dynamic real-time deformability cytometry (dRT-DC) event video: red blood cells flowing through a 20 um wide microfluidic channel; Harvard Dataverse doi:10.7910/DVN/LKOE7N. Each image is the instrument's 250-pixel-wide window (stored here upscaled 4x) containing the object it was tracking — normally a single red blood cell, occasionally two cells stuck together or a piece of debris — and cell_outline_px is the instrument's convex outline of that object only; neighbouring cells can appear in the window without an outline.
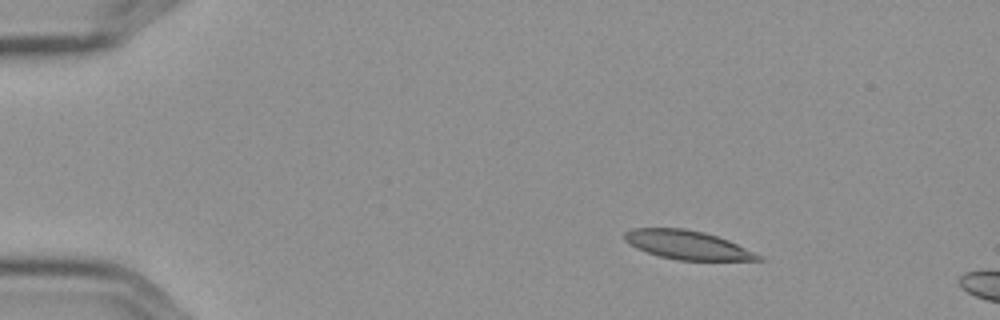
{"species": "Egyptian fruit bat (a non-hibernating species)", "species_latin": "Rousettus aegyptiacus", "temperature_condition": "cold", "stored_images_in_passage": 4, "camera_frame_rate_fps": 3000, "um_per_image_px": 0.085, "frame": {"image": 1, "passage_image": 2, "time_ms": 0.333, "image_size_px": [1000, 320], "cell_outline_px": [[764, 260], [676, 260], [660, 256], [636, 248], [628, 244], [624, 240], [624, 232], [632, 228], [684, 228], [704, 232], [728, 240], [764, 256]], "centroid_in_image_um": [58.42, 20.82], "position_along_channel_um": 26.6, "area_um2": 22.43}}